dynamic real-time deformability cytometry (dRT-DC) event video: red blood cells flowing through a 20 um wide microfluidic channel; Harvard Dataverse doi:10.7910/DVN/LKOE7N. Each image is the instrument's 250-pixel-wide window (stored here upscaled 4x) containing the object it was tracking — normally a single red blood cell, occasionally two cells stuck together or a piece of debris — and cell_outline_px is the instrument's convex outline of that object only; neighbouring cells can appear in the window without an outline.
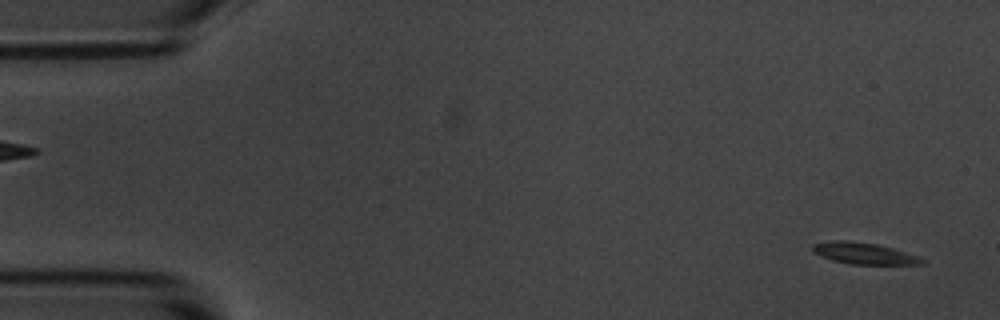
{"species": "common noctule bat (a hibernating species)", "species_latin": "Nyctalus noctula", "temperature_condition": "room temperature", "stored_images_in_passage": 53, "camera_frame_rate_fps": 3000, "um_per_image_px": 0.085, "animal": {"sex": "male", "body_mass_g": 20.1, "forearm_length_mm": 53.5}, "frame": {"image": 1, "passage_image": 1, "time_ms": 0.0, "image_size_px": [1000, 320], "cell_outline_px": [[924, 264], [852, 264], [836, 260], [812, 252], [812, 244], [832, 240], [848, 240], [876, 244], [892, 248], [916, 256], [924, 260]], "centroid_in_image_um": [73.4, 21.52], "position_along_channel_um": 11.6, "area_um2": 13.29}}
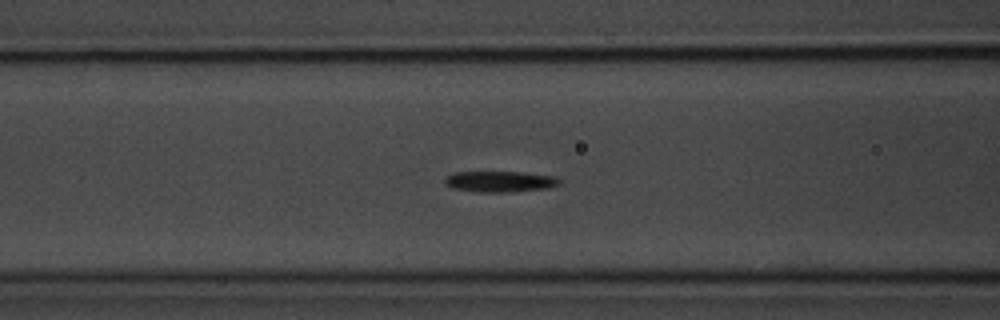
{"frame": {"image": 2, "passage_image": 20, "time_ms": 6.333, "image_size_px": [1000, 320], "cell_outline_px": [[560, 184], [548, 188], [508, 192], [476, 192], [452, 188], [444, 184], [444, 180], [452, 172], [524, 172], [552, 176], [560, 180]], "centroid_in_image_um": [42.46, 15.43], "position_along_channel_um": 124.1, "area_um2": 13.99}}
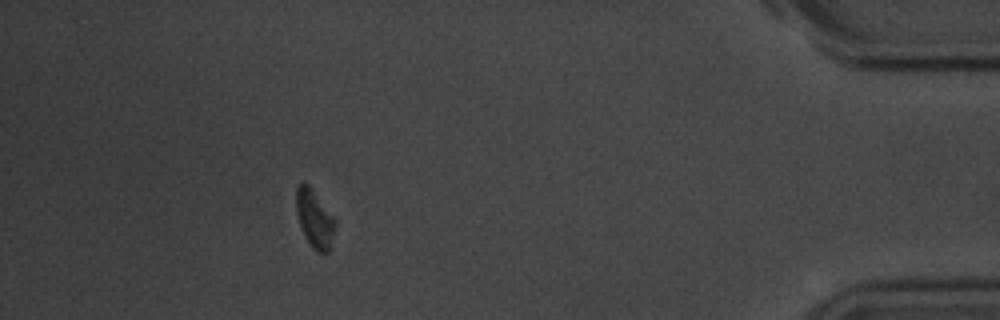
{"frame": {"image": 3, "passage_image": 48, "time_ms": 15.667, "image_size_px": [1000, 320], "cell_outline_px": [[336, 224], [332, 248], [328, 252], [316, 252], [312, 248], [304, 236], [296, 212], [296, 184], [308, 184], [336, 220]], "centroid_in_image_um": [26.76, 18.64], "position_along_channel_um": 408.4, "area_um2": 13.24}, "authors_computed_cell_mechanics": {"area_um2": 13.5252, "velocity_mm_per_s": 3.6337, "shape_relaxation_time_tau1_ms": 2.2677, "shape_relaxation_time_tau2_ms": null, "deformation_change_tau1": 0.1638, "deformation_change_tau2": null}}